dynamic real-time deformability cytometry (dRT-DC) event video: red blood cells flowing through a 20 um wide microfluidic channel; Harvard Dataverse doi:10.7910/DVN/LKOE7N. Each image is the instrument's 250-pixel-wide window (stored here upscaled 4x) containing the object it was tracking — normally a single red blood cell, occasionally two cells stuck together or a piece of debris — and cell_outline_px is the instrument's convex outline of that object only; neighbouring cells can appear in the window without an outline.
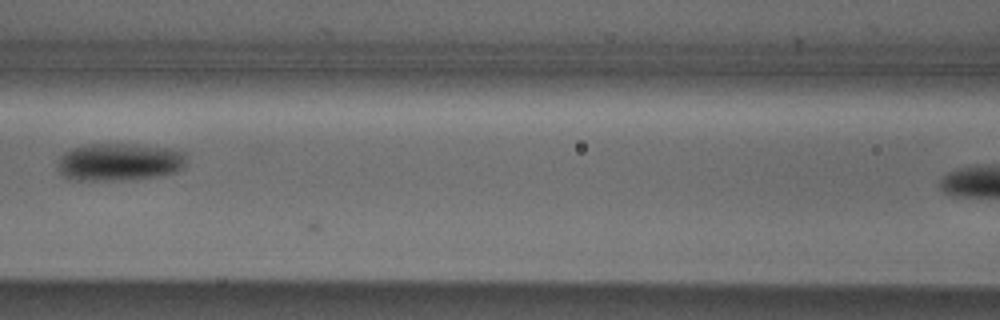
{"species": "Egyptian fruit bat (a non-hibernating species)", "species_latin": "Rousettus aegyptiacus", "temperature_condition": "cold", "stored_images_in_passage": 9, "camera_frame_rate_fps": 3000, "um_per_image_px": 0.085, "animal": {"sex": "male"}, "frame": {"image": 1, "passage_image": 8, "time_ms": 2.333, "image_size_px": [1000, 320], "cell_outline_px": [[184, 168], [176, 172], [160, 176], [132, 180], [72, 180], [64, 176], [56, 168], [56, 164], [60, 156], [64, 152], [72, 148], [84, 144], [136, 144], [172, 148], [184, 152]], "centroid_in_image_um": [10.12, 13.77], "position_along_channel_um": 156.5, "area_um2": 28.73}}